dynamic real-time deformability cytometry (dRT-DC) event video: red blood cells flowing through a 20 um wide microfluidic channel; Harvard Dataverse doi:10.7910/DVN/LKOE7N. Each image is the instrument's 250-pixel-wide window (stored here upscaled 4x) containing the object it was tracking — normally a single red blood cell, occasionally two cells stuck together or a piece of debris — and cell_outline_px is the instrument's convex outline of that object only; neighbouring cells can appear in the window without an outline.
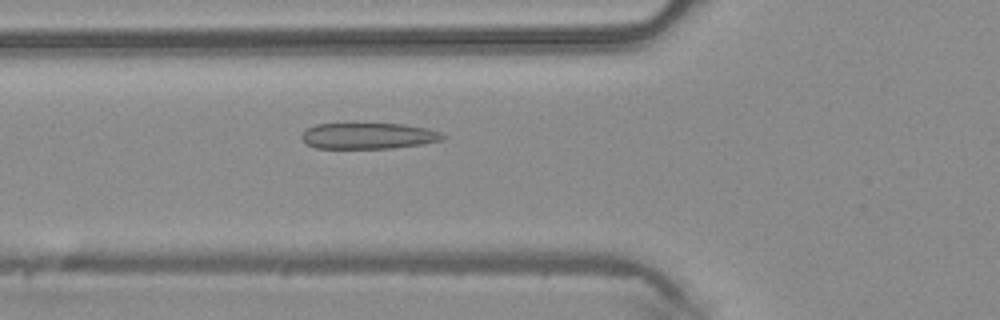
{"species": "common noctule bat (a hibernating species)", "species_latin": "Nyctalus noctula", "temperature_condition": "warm", "stored_images_in_passage": 44, "camera_frame_rate_fps": 3000, "um_per_image_px": 0.085, "animal": {"sex": "male", "body_mass_g": 20.4}, "frame": {"image": 1, "passage_image": 13, "time_ms": 4.0, "image_size_px": [1000, 320], "cell_outline_px": [[448, 136], [444, 140], [424, 144], [392, 148], [316, 148], [304, 144], [300, 136], [308, 128], [316, 124], [404, 124], [428, 128], [440, 132]], "centroid_in_image_um": [31.35, 11.56], "position_along_channel_um": 94.5, "area_um2": 21.62}}
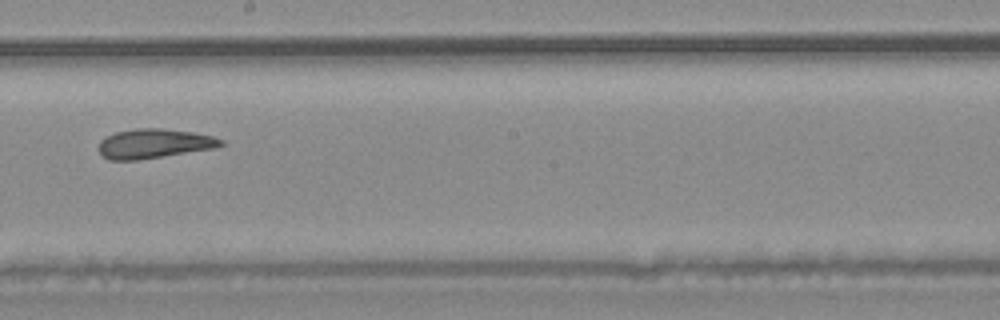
{"frame": {"image": 2, "passage_image": 23, "time_ms": 7.333, "image_size_px": [1000, 320], "cell_outline_px": [[224, 144], [216, 148], [136, 160], [108, 160], [100, 156], [96, 148], [100, 140], [116, 132], [136, 128], [160, 128], [192, 132], [212, 136], [224, 140]], "centroid_in_image_um": [13.04, 12.21], "position_along_channel_um": 235.2, "area_um2": 21.1}}
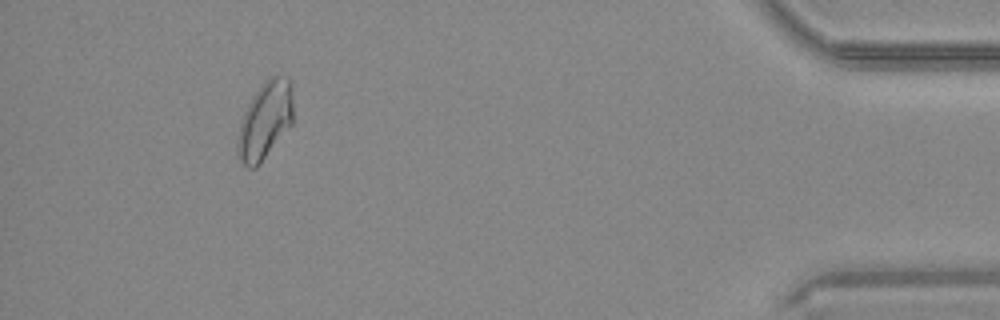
{"frame": {"image": 3, "passage_image": 40, "time_ms": 13.0, "image_size_px": [1000, 320], "cell_outline_px": [[292, 124], [260, 164], [256, 168], [248, 168], [240, 160], [236, 152], [236, 140], [240, 120], [248, 104], [264, 80], [272, 76], [276, 76], [292, 80]], "centroid_in_image_um": [22.5, 10.27], "position_along_channel_um": 412.7, "area_um2": 25.2}, "authors_computed_cell_mechanics": {"area_um2": 22.1085, "velocity_mm_per_s": 4.2066, "shape_relaxation_time_tau1_ms": null, "shape_relaxation_time_tau2_ms": 1.8375, "deformation_change_tau1": null, "deformation_change_tau2": 0.0737}}